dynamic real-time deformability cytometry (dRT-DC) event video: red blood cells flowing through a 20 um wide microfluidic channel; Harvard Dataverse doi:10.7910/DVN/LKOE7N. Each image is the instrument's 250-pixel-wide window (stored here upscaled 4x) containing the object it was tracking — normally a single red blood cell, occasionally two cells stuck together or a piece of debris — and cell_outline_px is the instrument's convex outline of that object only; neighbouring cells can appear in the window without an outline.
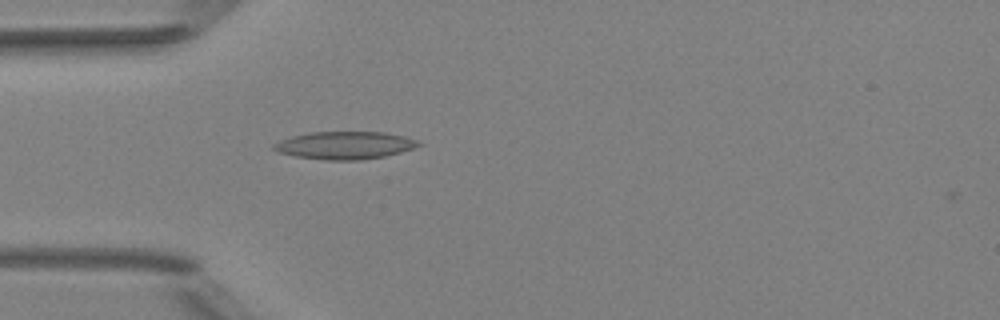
{"species": "Egyptian fruit bat (a non-hibernating species)", "species_latin": "Rousettus aegyptiacus", "temperature_condition": "room temperature", "stored_images_in_passage": 4, "camera_frame_rate_fps": 3000, "um_per_image_px": 0.085, "animal": {"sex": "female"}, "frame": {"image": 1, "passage_image": 4, "time_ms": 3.667, "image_size_px": [1000, 320], "cell_outline_px": [[424, 144], [400, 152], [384, 156], [360, 160], [324, 160], [296, 156], [280, 152], [272, 148], [272, 144], [280, 140], [292, 136], [312, 132], [384, 132], [404, 136], [416, 140]], "centroid_in_image_um": [29.3, 12.35], "position_along_channel_um": 55.7, "area_um2": 23.18}}